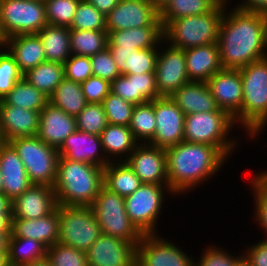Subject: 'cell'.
<instances>
[{"mask_svg": "<svg viewBox=\"0 0 267 266\" xmlns=\"http://www.w3.org/2000/svg\"><path fill=\"white\" fill-rule=\"evenodd\" d=\"M106 16L87 0H80L70 29L106 31Z\"/></svg>", "mask_w": 267, "mask_h": 266, "instance_id": "42", "label": "cell"}, {"mask_svg": "<svg viewBox=\"0 0 267 266\" xmlns=\"http://www.w3.org/2000/svg\"><path fill=\"white\" fill-rule=\"evenodd\" d=\"M23 77L39 91L50 97L65 78L64 66L59 62L45 61L28 70Z\"/></svg>", "mask_w": 267, "mask_h": 266, "instance_id": "35", "label": "cell"}, {"mask_svg": "<svg viewBox=\"0 0 267 266\" xmlns=\"http://www.w3.org/2000/svg\"><path fill=\"white\" fill-rule=\"evenodd\" d=\"M37 35L42 41L47 61L63 64L71 56L69 27L47 24Z\"/></svg>", "mask_w": 267, "mask_h": 266, "instance_id": "32", "label": "cell"}, {"mask_svg": "<svg viewBox=\"0 0 267 266\" xmlns=\"http://www.w3.org/2000/svg\"><path fill=\"white\" fill-rule=\"evenodd\" d=\"M56 208L54 187L33 184L12 201V219H38Z\"/></svg>", "mask_w": 267, "mask_h": 266, "instance_id": "19", "label": "cell"}, {"mask_svg": "<svg viewBox=\"0 0 267 266\" xmlns=\"http://www.w3.org/2000/svg\"><path fill=\"white\" fill-rule=\"evenodd\" d=\"M225 7H214L206 14L172 20L164 29V42L178 49L217 43Z\"/></svg>", "mask_w": 267, "mask_h": 266, "instance_id": "6", "label": "cell"}, {"mask_svg": "<svg viewBox=\"0 0 267 266\" xmlns=\"http://www.w3.org/2000/svg\"><path fill=\"white\" fill-rule=\"evenodd\" d=\"M242 254L250 266H267V240L263 239L251 246H246Z\"/></svg>", "mask_w": 267, "mask_h": 266, "instance_id": "52", "label": "cell"}, {"mask_svg": "<svg viewBox=\"0 0 267 266\" xmlns=\"http://www.w3.org/2000/svg\"><path fill=\"white\" fill-rule=\"evenodd\" d=\"M21 266H50V264H49L48 260L46 258H44L43 260H39V261L32 262L29 264H24Z\"/></svg>", "mask_w": 267, "mask_h": 266, "instance_id": "60", "label": "cell"}, {"mask_svg": "<svg viewBox=\"0 0 267 266\" xmlns=\"http://www.w3.org/2000/svg\"><path fill=\"white\" fill-rule=\"evenodd\" d=\"M81 87L88 103H102L111 92V83L94 75L82 82Z\"/></svg>", "mask_w": 267, "mask_h": 266, "instance_id": "51", "label": "cell"}, {"mask_svg": "<svg viewBox=\"0 0 267 266\" xmlns=\"http://www.w3.org/2000/svg\"><path fill=\"white\" fill-rule=\"evenodd\" d=\"M100 138L104 154L110 162L125 161L139 144L129 126L108 124Z\"/></svg>", "mask_w": 267, "mask_h": 266, "instance_id": "31", "label": "cell"}, {"mask_svg": "<svg viewBox=\"0 0 267 266\" xmlns=\"http://www.w3.org/2000/svg\"><path fill=\"white\" fill-rule=\"evenodd\" d=\"M121 74L155 72L158 48L108 47Z\"/></svg>", "mask_w": 267, "mask_h": 266, "instance_id": "30", "label": "cell"}, {"mask_svg": "<svg viewBox=\"0 0 267 266\" xmlns=\"http://www.w3.org/2000/svg\"><path fill=\"white\" fill-rule=\"evenodd\" d=\"M193 258L159 234H144L136 247V266H194Z\"/></svg>", "mask_w": 267, "mask_h": 266, "instance_id": "12", "label": "cell"}, {"mask_svg": "<svg viewBox=\"0 0 267 266\" xmlns=\"http://www.w3.org/2000/svg\"><path fill=\"white\" fill-rule=\"evenodd\" d=\"M18 153L32 184L54 187L59 160L58 149L43 142L37 135L8 141Z\"/></svg>", "mask_w": 267, "mask_h": 266, "instance_id": "7", "label": "cell"}, {"mask_svg": "<svg viewBox=\"0 0 267 266\" xmlns=\"http://www.w3.org/2000/svg\"><path fill=\"white\" fill-rule=\"evenodd\" d=\"M107 31L70 29L71 54L91 57L107 47Z\"/></svg>", "mask_w": 267, "mask_h": 266, "instance_id": "38", "label": "cell"}, {"mask_svg": "<svg viewBox=\"0 0 267 266\" xmlns=\"http://www.w3.org/2000/svg\"><path fill=\"white\" fill-rule=\"evenodd\" d=\"M214 7H226L227 4H231L230 0H208ZM228 1V2H227Z\"/></svg>", "mask_w": 267, "mask_h": 266, "instance_id": "59", "label": "cell"}, {"mask_svg": "<svg viewBox=\"0 0 267 266\" xmlns=\"http://www.w3.org/2000/svg\"><path fill=\"white\" fill-rule=\"evenodd\" d=\"M90 61L94 76L107 80L111 83L121 75L108 47L94 56H91Z\"/></svg>", "mask_w": 267, "mask_h": 266, "instance_id": "49", "label": "cell"}, {"mask_svg": "<svg viewBox=\"0 0 267 266\" xmlns=\"http://www.w3.org/2000/svg\"><path fill=\"white\" fill-rule=\"evenodd\" d=\"M49 103L76 117L88 104L81 83L64 78L49 97Z\"/></svg>", "mask_w": 267, "mask_h": 266, "instance_id": "34", "label": "cell"}, {"mask_svg": "<svg viewBox=\"0 0 267 266\" xmlns=\"http://www.w3.org/2000/svg\"><path fill=\"white\" fill-rule=\"evenodd\" d=\"M40 111L7 105L0 100V137L8 142L17 137L35 136L39 131Z\"/></svg>", "mask_w": 267, "mask_h": 266, "instance_id": "21", "label": "cell"}, {"mask_svg": "<svg viewBox=\"0 0 267 266\" xmlns=\"http://www.w3.org/2000/svg\"><path fill=\"white\" fill-rule=\"evenodd\" d=\"M167 195L175 196L168 185L143 183L134 193L124 198L130 221L143 235L158 234L157 223Z\"/></svg>", "mask_w": 267, "mask_h": 266, "instance_id": "10", "label": "cell"}, {"mask_svg": "<svg viewBox=\"0 0 267 266\" xmlns=\"http://www.w3.org/2000/svg\"><path fill=\"white\" fill-rule=\"evenodd\" d=\"M171 99L185 115L213 112L219 109L207 82L189 81L181 86Z\"/></svg>", "mask_w": 267, "mask_h": 266, "instance_id": "28", "label": "cell"}, {"mask_svg": "<svg viewBox=\"0 0 267 266\" xmlns=\"http://www.w3.org/2000/svg\"><path fill=\"white\" fill-rule=\"evenodd\" d=\"M2 46L14 58L23 74L47 61L42 41L37 34L11 36L3 40Z\"/></svg>", "mask_w": 267, "mask_h": 266, "instance_id": "26", "label": "cell"}, {"mask_svg": "<svg viewBox=\"0 0 267 266\" xmlns=\"http://www.w3.org/2000/svg\"><path fill=\"white\" fill-rule=\"evenodd\" d=\"M163 44H165L164 40L158 46L155 68L156 86L159 97H171L190 80L186 69L185 50L172 47L168 43H166L167 46Z\"/></svg>", "mask_w": 267, "mask_h": 266, "instance_id": "13", "label": "cell"}, {"mask_svg": "<svg viewBox=\"0 0 267 266\" xmlns=\"http://www.w3.org/2000/svg\"><path fill=\"white\" fill-rule=\"evenodd\" d=\"M108 124L129 126L134 104L110 92L102 102Z\"/></svg>", "mask_w": 267, "mask_h": 266, "instance_id": "45", "label": "cell"}, {"mask_svg": "<svg viewBox=\"0 0 267 266\" xmlns=\"http://www.w3.org/2000/svg\"><path fill=\"white\" fill-rule=\"evenodd\" d=\"M10 233L11 232H0V251H7Z\"/></svg>", "mask_w": 267, "mask_h": 266, "instance_id": "57", "label": "cell"}, {"mask_svg": "<svg viewBox=\"0 0 267 266\" xmlns=\"http://www.w3.org/2000/svg\"><path fill=\"white\" fill-rule=\"evenodd\" d=\"M125 163L142 183L168 185L166 150L148 143L138 144Z\"/></svg>", "mask_w": 267, "mask_h": 266, "instance_id": "16", "label": "cell"}, {"mask_svg": "<svg viewBox=\"0 0 267 266\" xmlns=\"http://www.w3.org/2000/svg\"><path fill=\"white\" fill-rule=\"evenodd\" d=\"M90 207L103 234L123 239L137 246L143 234L130 221L126 213L124 197L102 186Z\"/></svg>", "mask_w": 267, "mask_h": 266, "instance_id": "8", "label": "cell"}, {"mask_svg": "<svg viewBox=\"0 0 267 266\" xmlns=\"http://www.w3.org/2000/svg\"><path fill=\"white\" fill-rule=\"evenodd\" d=\"M171 0H151L154 8L160 12Z\"/></svg>", "mask_w": 267, "mask_h": 266, "instance_id": "58", "label": "cell"}, {"mask_svg": "<svg viewBox=\"0 0 267 266\" xmlns=\"http://www.w3.org/2000/svg\"><path fill=\"white\" fill-rule=\"evenodd\" d=\"M80 0H45L47 24L70 27Z\"/></svg>", "mask_w": 267, "mask_h": 266, "instance_id": "46", "label": "cell"}, {"mask_svg": "<svg viewBox=\"0 0 267 266\" xmlns=\"http://www.w3.org/2000/svg\"><path fill=\"white\" fill-rule=\"evenodd\" d=\"M154 113L156 128L148 144L166 149L182 142L185 114L171 97L154 99Z\"/></svg>", "mask_w": 267, "mask_h": 266, "instance_id": "14", "label": "cell"}, {"mask_svg": "<svg viewBox=\"0 0 267 266\" xmlns=\"http://www.w3.org/2000/svg\"><path fill=\"white\" fill-rule=\"evenodd\" d=\"M37 136L48 145L59 149L65 139L77 130L76 118L48 103L39 114Z\"/></svg>", "mask_w": 267, "mask_h": 266, "instance_id": "24", "label": "cell"}, {"mask_svg": "<svg viewBox=\"0 0 267 266\" xmlns=\"http://www.w3.org/2000/svg\"><path fill=\"white\" fill-rule=\"evenodd\" d=\"M136 247L102 233L86 251L88 266H136Z\"/></svg>", "mask_w": 267, "mask_h": 266, "instance_id": "17", "label": "cell"}, {"mask_svg": "<svg viewBox=\"0 0 267 266\" xmlns=\"http://www.w3.org/2000/svg\"><path fill=\"white\" fill-rule=\"evenodd\" d=\"M111 92L134 105L159 98L155 72L121 74L111 82Z\"/></svg>", "mask_w": 267, "mask_h": 266, "instance_id": "23", "label": "cell"}, {"mask_svg": "<svg viewBox=\"0 0 267 266\" xmlns=\"http://www.w3.org/2000/svg\"><path fill=\"white\" fill-rule=\"evenodd\" d=\"M239 71L243 100L241 112L234 118V122L236 126L241 124L249 138L257 139L267 126V57L251 62L239 68Z\"/></svg>", "mask_w": 267, "mask_h": 266, "instance_id": "4", "label": "cell"}, {"mask_svg": "<svg viewBox=\"0 0 267 266\" xmlns=\"http://www.w3.org/2000/svg\"><path fill=\"white\" fill-rule=\"evenodd\" d=\"M107 40V47L158 48L164 40L163 26H143L120 31H107Z\"/></svg>", "mask_w": 267, "mask_h": 266, "instance_id": "29", "label": "cell"}, {"mask_svg": "<svg viewBox=\"0 0 267 266\" xmlns=\"http://www.w3.org/2000/svg\"><path fill=\"white\" fill-rule=\"evenodd\" d=\"M47 248L31 238L8 237L7 256L9 266H21L46 258Z\"/></svg>", "mask_w": 267, "mask_h": 266, "instance_id": "36", "label": "cell"}, {"mask_svg": "<svg viewBox=\"0 0 267 266\" xmlns=\"http://www.w3.org/2000/svg\"><path fill=\"white\" fill-rule=\"evenodd\" d=\"M93 6H95L105 16L111 12V10L117 6L119 0H87Z\"/></svg>", "mask_w": 267, "mask_h": 266, "instance_id": "54", "label": "cell"}, {"mask_svg": "<svg viewBox=\"0 0 267 266\" xmlns=\"http://www.w3.org/2000/svg\"><path fill=\"white\" fill-rule=\"evenodd\" d=\"M59 243L87 251L102 234L90 206L57 205Z\"/></svg>", "mask_w": 267, "mask_h": 266, "instance_id": "9", "label": "cell"}, {"mask_svg": "<svg viewBox=\"0 0 267 266\" xmlns=\"http://www.w3.org/2000/svg\"><path fill=\"white\" fill-rule=\"evenodd\" d=\"M207 84L218 108L226 111L234 119L241 112L243 100L239 69L222 68L207 81Z\"/></svg>", "mask_w": 267, "mask_h": 266, "instance_id": "18", "label": "cell"}, {"mask_svg": "<svg viewBox=\"0 0 267 266\" xmlns=\"http://www.w3.org/2000/svg\"><path fill=\"white\" fill-rule=\"evenodd\" d=\"M242 257L243 255L235 256L226 249L216 247L215 244L205 247L200 260H194V266H235Z\"/></svg>", "mask_w": 267, "mask_h": 266, "instance_id": "48", "label": "cell"}, {"mask_svg": "<svg viewBox=\"0 0 267 266\" xmlns=\"http://www.w3.org/2000/svg\"><path fill=\"white\" fill-rule=\"evenodd\" d=\"M12 215H0V232H11Z\"/></svg>", "mask_w": 267, "mask_h": 266, "instance_id": "56", "label": "cell"}, {"mask_svg": "<svg viewBox=\"0 0 267 266\" xmlns=\"http://www.w3.org/2000/svg\"><path fill=\"white\" fill-rule=\"evenodd\" d=\"M217 43L222 68L239 69L266 58L265 15L227 5Z\"/></svg>", "mask_w": 267, "mask_h": 266, "instance_id": "1", "label": "cell"}, {"mask_svg": "<svg viewBox=\"0 0 267 266\" xmlns=\"http://www.w3.org/2000/svg\"><path fill=\"white\" fill-rule=\"evenodd\" d=\"M143 183L125 161L110 162L103 172V186L121 197L134 193Z\"/></svg>", "mask_w": 267, "mask_h": 266, "instance_id": "33", "label": "cell"}, {"mask_svg": "<svg viewBox=\"0 0 267 266\" xmlns=\"http://www.w3.org/2000/svg\"><path fill=\"white\" fill-rule=\"evenodd\" d=\"M106 31H120L143 26H162L159 12L151 1L119 0L106 15Z\"/></svg>", "mask_w": 267, "mask_h": 266, "instance_id": "15", "label": "cell"}, {"mask_svg": "<svg viewBox=\"0 0 267 266\" xmlns=\"http://www.w3.org/2000/svg\"><path fill=\"white\" fill-rule=\"evenodd\" d=\"M2 100L7 105L20 106L34 111H41L49 103V97L31 85L24 77Z\"/></svg>", "mask_w": 267, "mask_h": 266, "instance_id": "37", "label": "cell"}, {"mask_svg": "<svg viewBox=\"0 0 267 266\" xmlns=\"http://www.w3.org/2000/svg\"><path fill=\"white\" fill-rule=\"evenodd\" d=\"M0 215H12V201L5 194H0Z\"/></svg>", "mask_w": 267, "mask_h": 266, "instance_id": "55", "label": "cell"}, {"mask_svg": "<svg viewBox=\"0 0 267 266\" xmlns=\"http://www.w3.org/2000/svg\"><path fill=\"white\" fill-rule=\"evenodd\" d=\"M58 153L62 158L86 162L101 168H105L110 163L104 154L100 136L79 130L65 139Z\"/></svg>", "mask_w": 267, "mask_h": 266, "instance_id": "20", "label": "cell"}, {"mask_svg": "<svg viewBox=\"0 0 267 266\" xmlns=\"http://www.w3.org/2000/svg\"><path fill=\"white\" fill-rule=\"evenodd\" d=\"M75 118L77 130L93 135L100 136L108 125L102 103H88Z\"/></svg>", "mask_w": 267, "mask_h": 266, "instance_id": "43", "label": "cell"}, {"mask_svg": "<svg viewBox=\"0 0 267 266\" xmlns=\"http://www.w3.org/2000/svg\"><path fill=\"white\" fill-rule=\"evenodd\" d=\"M235 126L234 119L222 109L185 115L183 141L215 146L228 159L238 146V140L230 138Z\"/></svg>", "mask_w": 267, "mask_h": 266, "instance_id": "5", "label": "cell"}, {"mask_svg": "<svg viewBox=\"0 0 267 266\" xmlns=\"http://www.w3.org/2000/svg\"><path fill=\"white\" fill-rule=\"evenodd\" d=\"M166 150L168 187L175 197L204 184L228 160L215 146L182 141Z\"/></svg>", "mask_w": 267, "mask_h": 266, "instance_id": "2", "label": "cell"}, {"mask_svg": "<svg viewBox=\"0 0 267 266\" xmlns=\"http://www.w3.org/2000/svg\"><path fill=\"white\" fill-rule=\"evenodd\" d=\"M9 237L31 238L46 248L59 240V212L56 208L51 214L38 219H11Z\"/></svg>", "mask_w": 267, "mask_h": 266, "instance_id": "25", "label": "cell"}, {"mask_svg": "<svg viewBox=\"0 0 267 266\" xmlns=\"http://www.w3.org/2000/svg\"><path fill=\"white\" fill-rule=\"evenodd\" d=\"M0 266H9L7 251H0Z\"/></svg>", "mask_w": 267, "mask_h": 266, "instance_id": "61", "label": "cell"}, {"mask_svg": "<svg viewBox=\"0 0 267 266\" xmlns=\"http://www.w3.org/2000/svg\"><path fill=\"white\" fill-rule=\"evenodd\" d=\"M235 266H250V264L242 257Z\"/></svg>", "mask_w": 267, "mask_h": 266, "instance_id": "62", "label": "cell"}, {"mask_svg": "<svg viewBox=\"0 0 267 266\" xmlns=\"http://www.w3.org/2000/svg\"><path fill=\"white\" fill-rule=\"evenodd\" d=\"M233 7L244 11L267 14V0H239V3Z\"/></svg>", "mask_w": 267, "mask_h": 266, "instance_id": "53", "label": "cell"}, {"mask_svg": "<svg viewBox=\"0 0 267 266\" xmlns=\"http://www.w3.org/2000/svg\"><path fill=\"white\" fill-rule=\"evenodd\" d=\"M0 194H3V179L1 174H0Z\"/></svg>", "mask_w": 267, "mask_h": 266, "instance_id": "64", "label": "cell"}, {"mask_svg": "<svg viewBox=\"0 0 267 266\" xmlns=\"http://www.w3.org/2000/svg\"><path fill=\"white\" fill-rule=\"evenodd\" d=\"M213 8L214 6L208 0H171L159 12V19L164 29L172 20L206 14Z\"/></svg>", "mask_w": 267, "mask_h": 266, "instance_id": "40", "label": "cell"}, {"mask_svg": "<svg viewBox=\"0 0 267 266\" xmlns=\"http://www.w3.org/2000/svg\"><path fill=\"white\" fill-rule=\"evenodd\" d=\"M47 25L43 0H0V35L37 34Z\"/></svg>", "mask_w": 267, "mask_h": 266, "instance_id": "11", "label": "cell"}, {"mask_svg": "<svg viewBox=\"0 0 267 266\" xmlns=\"http://www.w3.org/2000/svg\"><path fill=\"white\" fill-rule=\"evenodd\" d=\"M23 75L10 53L3 46L0 47V100L13 89Z\"/></svg>", "mask_w": 267, "mask_h": 266, "instance_id": "47", "label": "cell"}, {"mask_svg": "<svg viewBox=\"0 0 267 266\" xmlns=\"http://www.w3.org/2000/svg\"><path fill=\"white\" fill-rule=\"evenodd\" d=\"M2 45H3V41H0V47H2Z\"/></svg>", "mask_w": 267, "mask_h": 266, "instance_id": "65", "label": "cell"}, {"mask_svg": "<svg viewBox=\"0 0 267 266\" xmlns=\"http://www.w3.org/2000/svg\"><path fill=\"white\" fill-rule=\"evenodd\" d=\"M265 50L267 54V14H265Z\"/></svg>", "mask_w": 267, "mask_h": 266, "instance_id": "63", "label": "cell"}, {"mask_svg": "<svg viewBox=\"0 0 267 266\" xmlns=\"http://www.w3.org/2000/svg\"><path fill=\"white\" fill-rule=\"evenodd\" d=\"M129 128L139 144L153 139L156 128L154 100L134 106Z\"/></svg>", "mask_w": 267, "mask_h": 266, "instance_id": "39", "label": "cell"}, {"mask_svg": "<svg viewBox=\"0 0 267 266\" xmlns=\"http://www.w3.org/2000/svg\"><path fill=\"white\" fill-rule=\"evenodd\" d=\"M104 168L59 157L54 185L57 205L90 206L103 186Z\"/></svg>", "mask_w": 267, "mask_h": 266, "instance_id": "3", "label": "cell"}, {"mask_svg": "<svg viewBox=\"0 0 267 266\" xmlns=\"http://www.w3.org/2000/svg\"><path fill=\"white\" fill-rule=\"evenodd\" d=\"M265 171V172H264ZM257 175L255 174L249 182L250 189L254 197V219L255 224L261 229H263V234L265 237L263 239L267 240V171L264 170Z\"/></svg>", "mask_w": 267, "mask_h": 266, "instance_id": "41", "label": "cell"}, {"mask_svg": "<svg viewBox=\"0 0 267 266\" xmlns=\"http://www.w3.org/2000/svg\"><path fill=\"white\" fill-rule=\"evenodd\" d=\"M65 78L82 83L93 75L90 57L73 55L63 63Z\"/></svg>", "mask_w": 267, "mask_h": 266, "instance_id": "50", "label": "cell"}, {"mask_svg": "<svg viewBox=\"0 0 267 266\" xmlns=\"http://www.w3.org/2000/svg\"><path fill=\"white\" fill-rule=\"evenodd\" d=\"M0 174L3 179V194L11 201L33 185L18 153L5 141L0 143Z\"/></svg>", "mask_w": 267, "mask_h": 266, "instance_id": "22", "label": "cell"}, {"mask_svg": "<svg viewBox=\"0 0 267 266\" xmlns=\"http://www.w3.org/2000/svg\"><path fill=\"white\" fill-rule=\"evenodd\" d=\"M185 58L190 81L207 82L222 69L218 43L185 49Z\"/></svg>", "mask_w": 267, "mask_h": 266, "instance_id": "27", "label": "cell"}, {"mask_svg": "<svg viewBox=\"0 0 267 266\" xmlns=\"http://www.w3.org/2000/svg\"><path fill=\"white\" fill-rule=\"evenodd\" d=\"M46 259L50 266H88L85 251L59 242L47 248Z\"/></svg>", "mask_w": 267, "mask_h": 266, "instance_id": "44", "label": "cell"}]
</instances>
